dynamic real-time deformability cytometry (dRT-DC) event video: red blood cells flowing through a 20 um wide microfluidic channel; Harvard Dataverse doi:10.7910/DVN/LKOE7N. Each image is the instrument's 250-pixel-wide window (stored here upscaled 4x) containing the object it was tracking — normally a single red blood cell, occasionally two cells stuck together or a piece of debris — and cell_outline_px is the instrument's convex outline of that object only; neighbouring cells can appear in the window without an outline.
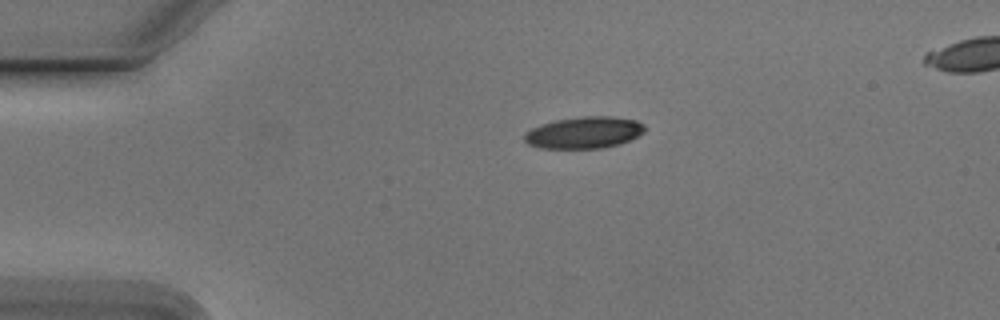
{"species": "Egyptian fruit bat (a non-hibernating species)", "species_latin": "Rousettus aegyptiacus", "temperature_condition": "cold", "stored_images_in_passage": 43, "camera_frame_rate_fps": 3000, "um_per_image_px": 0.085, "animal": {"sex": "male"}, "frame": {"image": 1, "passage_image": 1, "time_ms": 0.0, "image_size_px": [1000, 320], "cell_outline_px": [[644, 132], [620, 144], [604, 148], [540, 148], [528, 144], [524, 140], [524, 132], [540, 124], [556, 120], [584, 116], [608, 116], [636, 120], [644, 124]], "centroid_in_image_um": [49.62, 11.27], "position_along_channel_um": 35.4, "area_um2": 22.2}}
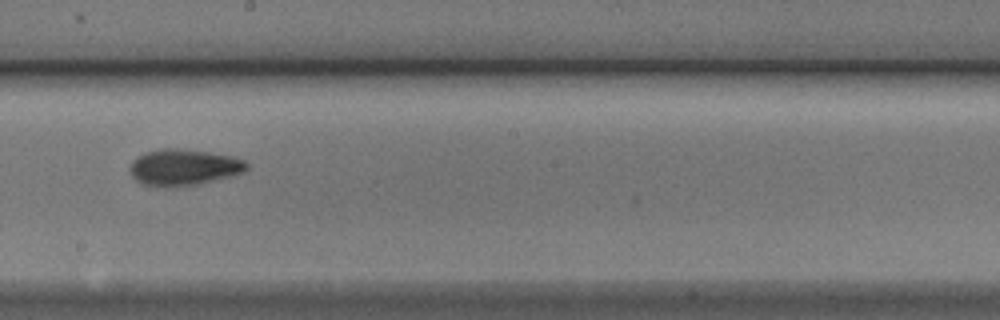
{"frame": {"image": 2, "passage_image": 20, "time_ms": 6.333, "image_size_px": [1000, 320], "cell_outline_px": [[248, 168], [244, 172], [232, 176], [200, 184], [172, 188], [164, 188], [144, 184], [136, 180], [132, 176], [128, 168], [132, 160], [148, 152], [164, 148], [176, 148], [208, 152], [232, 156], [244, 160], [248, 164]], "centroid_in_image_um": [15.62, 14.24], "position_along_channel_um": 232.6, "area_um2": 24.91}}
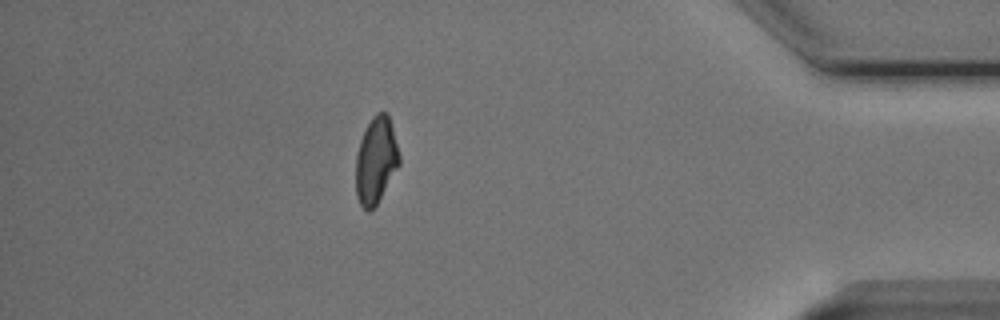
{"frame": {"image": 3, "passage_image": 37, "time_ms": 12.0, "image_size_px": [1000, 320], "cell_outline_px": [[400, 164], [376, 204], [368, 212], [360, 204], [356, 196], [356, 156], [360, 140], [372, 116], [376, 112], [388, 112], [400, 156]], "centroid_in_image_um": [31.95, 13.61], "position_along_channel_um": 403.2, "area_um2": 21.73}}